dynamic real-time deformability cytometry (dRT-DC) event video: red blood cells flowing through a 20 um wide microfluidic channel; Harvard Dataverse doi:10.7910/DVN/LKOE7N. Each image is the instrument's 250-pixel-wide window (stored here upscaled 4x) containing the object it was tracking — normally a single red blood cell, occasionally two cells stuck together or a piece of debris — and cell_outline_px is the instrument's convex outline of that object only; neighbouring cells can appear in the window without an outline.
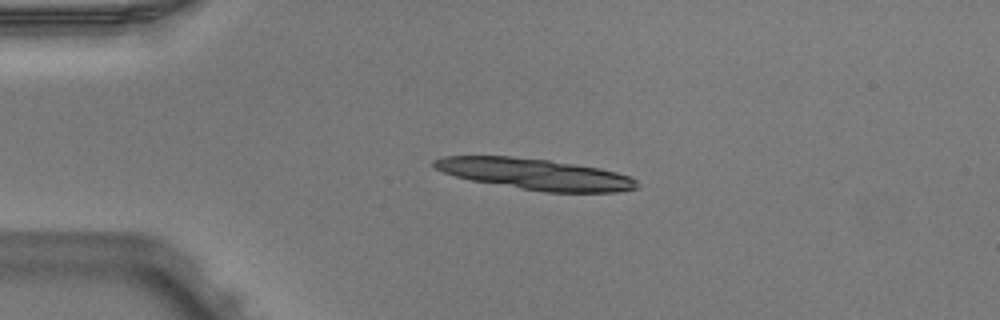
{"species": "Egyptian fruit bat (a non-hibernating species)", "species_latin": "Rousettus aegyptiacus", "temperature_condition": "warm", "stored_images_in_passage": 2, "camera_frame_rate_fps": 3000, "um_per_image_px": 0.085, "animal": {"sex": "male"}, "frame": {"image": 1, "passage_image": 1, "time_ms": 0.0, "image_size_px": [1000, 320], "cell_outline_px": [[640, 184], [636, 188], [616, 192], [544, 192], [472, 180], [456, 176], [444, 172], [436, 168], [432, 164], [432, 160], [444, 156], [512, 156], [548, 160], [576, 164], [600, 168], [632, 176]], "centroid_in_image_um": [45.52, 14.79], "position_along_channel_um": 39.5, "area_um2": 36.59}}